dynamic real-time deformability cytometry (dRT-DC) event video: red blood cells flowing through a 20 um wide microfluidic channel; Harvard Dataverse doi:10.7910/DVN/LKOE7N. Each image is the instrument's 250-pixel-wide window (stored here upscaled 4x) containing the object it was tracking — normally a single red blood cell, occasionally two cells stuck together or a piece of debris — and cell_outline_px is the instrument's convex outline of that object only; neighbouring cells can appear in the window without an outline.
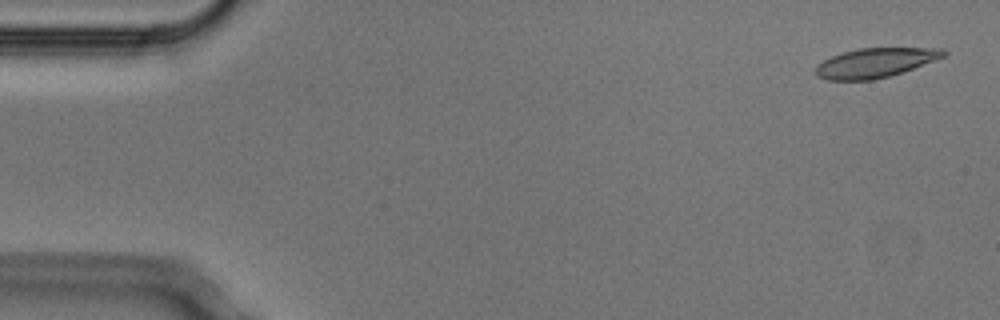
{"species": "Egyptian fruit bat (a non-hibernating species)", "species_latin": "Rousettus aegyptiacus", "temperature_condition": "cold", "stored_images_in_passage": 6, "camera_frame_rate_fps": 3000, "um_per_image_px": 0.085, "animal": {"sex": "male"}, "frame": {"image": 1, "passage_image": 1, "time_ms": 0.0, "image_size_px": [1000, 320], "cell_outline_px": [[948, 52], [944, 56], [912, 68], [888, 76], [872, 80], [828, 80], [816, 76], [816, 64], [832, 56], [844, 52], [860, 48], [944, 48]], "centroid_in_image_um": [74.36, 5.33], "position_along_channel_um": 10.6, "area_um2": 21.62}}
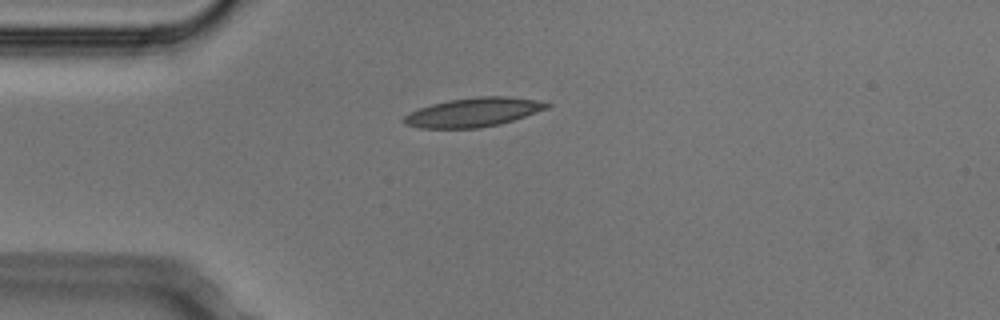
{"frame": {"image": 2, "passage_image": 4, "time_ms": 1.0, "image_size_px": [1000, 320], "cell_outline_px": [[552, 104], [548, 108], [500, 124], [480, 128], [420, 128], [404, 124], [400, 120], [408, 112], [432, 104], [448, 100], [476, 96], [508, 96], [536, 100]], "centroid_in_image_um": [40.19, 9.54], "position_along_channel_um": 44.8, "area_um2": 24.22}}
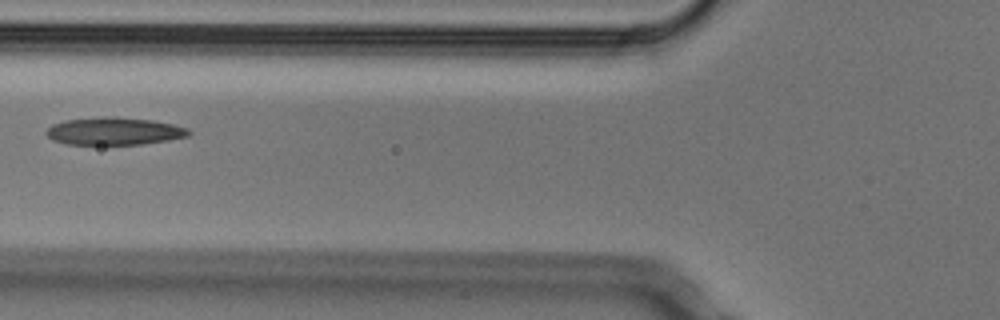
{"frame": {"image": 3, "passage_image": 6, "time_ms": 1.667, "image_size_px": [1000, 320], "cell_outline_px": [[192, 132], [188, 136], [168, 140], [144, 144], [64, 144], [52, 140], [44, 132], [52, 124], [64, 120], [104, 116], [116, 116], [152, 120], [172, 124], [188, 128]], "centroid_in_image_um": [9.69, 11.14], "position_along_channel_um": 116.1, "area_um2": 23.06}}